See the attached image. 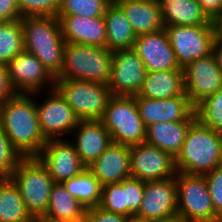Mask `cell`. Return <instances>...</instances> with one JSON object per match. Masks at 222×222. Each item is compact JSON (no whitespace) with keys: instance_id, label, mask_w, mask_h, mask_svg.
Returning <instances> with one entry per match:
<instances>
[{"instance_id":"cell-2","label":"cell","mask_w":222,"mask_h":222,"mask_svg":"<svg viewBox=\"0 0 222 222\" xmlns=\"http://www.w3.org/2000/svg\"><path fill=\"white\" fill-rule=\"evenodd\" d=\"M222 164L221 132L197 119L190 125L183 146L175 157L177 172L205 175Z\"/></svg>"},{"instance_id":"cell-33","label":"cell","mask_w":222,"mask_h":222,"mask_svg":"<svg viewBox=\"0 0 222 222\" xmlns=\"http://www.w3.org/2000/svg\"><path fill=\"white\" fill-rule=\"evenodd\" d=\"M126 179L120 183L102 186L99 207L105 211L127 217Z\"/></svg>"},{"instance_id":"cell-13","label":"cell","mask_w":222,"mask_h":222,"mask_svg":"<svg viewBox=\"0 0 222 222\" xmlns=\"http://www.w3.org/2000/svg\"><path fill=\"white\" fill-rule=\"evenodd\" d=\"M130 171L142 181L165 180L177 173L175 158L147 142L130 146Z\"/></svg>"},{"instance_id":"cell-15","label":"cell","mask_w":222,"mask_h":222,"mask_svg":"<svg viewBox=\"0 0 222 222\" xmlns=\"http://www.w3.org/2000/svg\"><path fill=\"white\" fill-rule=\"evenodd\" d=\"M37 157L45 165L55 183H63L87 169L80 160L75 146L67 138L47 140Z\"/></svg>"},{"instance_id":"cell-25","label":"cell","mask_w":222,"mask_h":222,"mask_svg":"<svg viewBox=\"0 0 222 222\" xmlns=\"http://www.w3.org/2000/svg\"><path fill=\"white\" fill-rule=\"evenodd\" d=\"M106 47L110 51L133 49L137 36L118 4L109 3L105 9Z\"/></svg>"},{"instance_id":"cell-7","label":"cell","mask_w":222,"mask_h":222,"mask_svg":"<svg viewBox=\"0 0 222 222\" xmlns=\"http://www.w3.org/2000/svg\"><path fill=\"white\" fill-rule=\"evenodd\" d=\"M111 141L128 146L145 142L146 128L140 118L134 96H112L100 119Z\"/></svg>"},{"instance_id":"cell-26","label":"cell","mask_w":222,"mask_h":222,"mask_svg":"<svg viewBox=\"0 0 222 222\" xmlns=\"http://www.w3.org/2000/svg\"><path fill=\"white\" fill-rule=\"evenodd\" d=\"M194 121L159 122L146 128V139L150 145L171 154L174 158L180 152L190 125Z\"/></svg>"},{"instance_id":"cell-3","label":"cell","mask_w":222,"mask_h":222,"mask_svg":"<svg viewBox=\"0 0 222 222\" xmlns=\"http://www.w3.org/2000/svg\"><path fill=\"white\" fill-rule=\"evenodd\" d=\"M24 50L35 55L56 77L62 68L65 40L57 17L25 16L21 18Z\"/></svg>"},{"instance_id":"cell-32","label":"cell","mask_w":222,"mask_h":222,"mask_svg":"<svg viewBox=\"0 0 222 222\" xmlns=\"http://www.w3.org/2000/svg\"><path fill=\"white\" fill-rule=\"evenodd\" d=\"M108 0H60L57 16L103 17Z\"/></svg>"},{"instance_id":"cell-16","label":"cell","mask_w":222,"mask_h":222,"mask_svg":"<svg viewBox=\"0 0 222 222\" xmlns=\"http://www.w3.org/2000/svg\"><path fill=\"white\" fill-rule=\"evenodd\" d=\"M185 92L195 108L222 88V70L213 54L184 68Z\"/></svg>"},{"instance_id":"cell-41","label":"cell","mask_w":222,"mask_h":222,"mask_svg":"<svg viewBox=\"0 0 222 222\" xmlns=\"http://www.w3.org/2000/svg\"><path fill=\"white\" fill-rule=\"evenodd\" d=\"M203 12L215 22L222 15V0H197Z\"/></svg>"},{"instance_id":"cell-5","label":"cell","mask_w":222,"mask_h":222,"mask_svg":"<svg viewBox=\"0 0 222 222\" xmlns=\"http://www.w3.org/2000/svg\"><path fill=\"white\" fill-rule=\"evenodd\" d=\"M11 179L18 186L26 210L32 217L45 214L55 183L37 156L22 157Z\"/></svg>"},{"instance_id":"cell-1","label":"cell","mask_w":222,"mask_h":222,"mask_svg":"<svg viewBox=\"0 0 222 222\" xmlns=\"http://www.w3.org/2000/svg\"><path fill=\"white\" fill-rule=\"evenodd\" d=\"M33 94H17L0 107V125L22 157L37 156L46 144Z\"/></svg>"},{"instance_id":"cell-18","label":"cell","mask_w":222,"mask_h":222,"mask_svg":"<svg viewBox=\"0 0 222 222\" xmlns=\"http://www.w3.org/2000/svg\"><path fill=\"white\" fill-rule=\"evenodd\" d=\"M133 50L143 61L147 72L184 70L178 65L175 52L164 28L154 33L137 36Z\"/></svg>"},{"instance_id":"cell-40","label":"cell","mask_w":222,"mask_h":222,"mask_svg":"<svg viewBox=\"0 0 222 222\" xmlns=\"http://www.w3.org/2000/svg\"><path fill=\"white\" fill-rule=\"evenodd\" d=\"M21 19L17 0H0V22Z\"/></svg>"},{"instance_id":"cell-22","label":"cell","mask_w":222,"mask_h":222,"mask_svg":"<svg viewBox=\"0 0 222 222\" xmlns=\"http://www.w3.org/2000/svg\"><path fill=\"white\" fill-rule=\"evenodd\" d=\"M163 26L216 25L203 12L197 0H157Z\"/></svg>"},{"instance_id":"cell-8","label":"cell","mask_w":222,"mask_h":222,"mask_svg":"<svg viewBox=\"0 0 222 222\" xmlns=\"http://www.w3.org/2000/svg\"><path fill=\"white\" fill-rule=\"evenodd\" d=\"M177 215L187 222H222L215 213L204 175L176 173Z\"/></svg>"},{"instance_id":"cell-29","label":"cell","mask_w":222,"mask_h":222,"mask_svg":"<svg viewBox=\"0 0 222 222\" xmlns=\"http://www.w3.org/2000/svg\"><path fill=\"white\" fill-rule=\"evenodd\" d=\"M63 184L66 190L86 209L99 206L102 186L88 169L82 174L64 181Z\"/></svg>"},{"instance_id":"cell-14","label":"cell","mask_w":222,"mask_h":222,"mask_svg":"<svg viewBox=\"0 0 222 222\" xmlns=\"http://www.w3.org/2000/svg\"><path fill=\"white\" fill-rule=\"evenodd\" d=\"M147 74L141 58L133 49L113 53L108 87L113 96H134L142 89Z\"/></svg>"},{"instance_id":"cell-43","label":"cell","mask_w":222,"mask_h":222,"mask_svg":"<svg viewBox=\"0 0 222 222\" xmlns=\"http://www.w3.org/2000/svg\"><path fill=\"white\" fill-rule=\"evenodd\" d=\"M33 222H67V221L48 216L47 214H40L33 217Z\"/></svg>"},{"instance_id":"cell-47","label":"cell","mask_w":222,"mask_h":222,"mask_svg":"<svg viewBox=\"0 0 222 222\" xmlns=\"http://www.w3.org/2000/svg\"><path fill=\"white\" fill-rule=\"evenodd\" d=\"M74 222H88L87 218L84 216L82 219L78 220V221H74Z\"/></svg>"},{"instance_id":"cell-21","label":"cell","mask_w":222,"mask_h":222,"mask_svg":"<svg viewBox=\"0 0 222 222\" xmlns=\"http://www.w3.org/2000/svg\"><path fill=\"white\" fill-rule=\"evenodd\" d=\"M65 42L106 47V25L103 17L56 16Z\"/></svg>"},{"instance_id":"cell-36","label":"cell","mask_w":222,"mask_h":222,"mask_svg":"<svg viewBox=\"0 0 222 222\" xmlns=\"http://www.w3.org/2000/svg\"><path fill=\"white\" fill-rule=\"evenodd\" d=\"M144 193V181L136 178L126 179L127 217L134 219L140 209Z\"/></svg>"},{"instance_id":"cell-20","label":"cell","mask_w":222,"mask_h":222,"mask_svg":"<svg viewBox=\"0 0 222 222\" xmlns=\"http://www.w3.org/2000/svg\"><path fill=\"white\" fill-rule=\"evenodd\" d=\"M80 160L89 167L112 143L110 133L100 120H80L70 134ZM76 139H75V138Z\"/></svg>"},{"instance_id":"cell-6","label":"cell","mask_w":222,"mask_h":222,"mask_svg":"<svg viewBox=\"0 0 222 222\" xmlns=\"http://www.w3.org/2000/svg\"><path fill=\"white\" fill-rule=\"evenodd\" d=\"M54 89L79 120H100L113 96L107 84L85 80L56 79Z\"/></svg>"},{"instance_id":"cell-31","label":"cell","mask_w":222,"mask_h":222,"mask_svg":"<svg viewBox=\"0 0 222 222\" xmlns=\"http://www.w3.org/2000/svg\"><path fill=\"white\" fill-rule=\"evenodd\" d=\"M195 115L204 126L222 132V88L198 104Z\"/></svg>"},{"instance_id":"cell-39","label":"cell","mask_w":222,"mask_h":222,"mask_svg":"<svg viewBox=\"0 0 222 222\" xmlns=\"http://www.w3.org/2000/svg\"><path fill=\"white\" fill-rule=\"evenodd\" d=\"M15 95H17V92L11 84L8 67L0 64V107Z\"/></svg>"},{"instance_id":"cell-11","label":"cell","mask_w":222,"mask_h":222,"mask_svg":"<svg viewBox=\"0 0 222 222\" xmlns=\"http://www.w3.org/2000/svg\"><path fill=\"white\" fill-rule=\"evenodd\" d=\"M177 215L176 176L165 180L144 181V193L134 219L158 222Z\"/></svg>"},{"instance_id":"cell-9","label":"cell","mask_w":222,"mask_h":222,"mask_svg":"<svg viewBox=\"0 0 222 222\" xmlns=\"http://www.w3.org/2000/svg\"><path fill=\"white\" fill-rule=\"evenodd\" d=\"M170 45L181 69L194 60L208 57L213 52L217 36L216 25L165 26Z\"/></svg>"},{"instance_id":"cell-12","label":"cell","mask_w":222,"mask_h":222,"mask_svg":"<svg viewBox=\"0 0 222 222\" xmlns=\"http://www.w3.org/2000/svg\"><path fill=\"white\" fill-rule=\"evenodd\" d=\"M7 67L17 94L41 93L42 89L53 90L55 87L56 78L29 51L18 53L7 63Z\"/></svg>"},{"instance_id":"cell-19","label":"cell","mask_w":222,"mask_h":222,"mask_svg":"<svg viewBox=\"0 0 222 222\" xmlns=\"http://www.w3.org/2000/svg\"><path fill=\"white\" fill-rule=\"evenodd\" d=\"M87 169L101 186L130 178V146L112 142Z\"/></svg>"},{"instance_id":"cell-42","label":"cell","mask_w":222,"mask_h":222,"mask_svg":"<svg viewBox=\"0 0 222 222\" xmlns=\"http://www.w3.org/2000/svg\"><path fill=\"white\" fill-rule=\"evenodd\" d=\"M217 65L222 70V36L217 35L213 45V52Z\"/></svg>"},{"instance_id":"cell-10","label":"cell","mask_w":222,"mask_h":222,"mask_svg":"<svg viewBox=\"0 0 222 222\" xmlns=\"http://www.w3.org/2000/svg\"><path fill=\"white\" fill-rule=\"evenodd\" d=\"M46 92L49 93L47 95L48 98L42 99L41 103L37 100L38 95L41 93L33 94L36 99V109L41 132L46 140L64 139L62 136L70 135L80 120L55 89Z\"/></svg>"},{"instance_id":"cell-35","label":"cell","mask_w":222,"mask_h":222,"mask_svg":"<svg viewBox=\"0 0 222 222\" xmlns=\"http://www.w3.org/2000/svg\"><path fill=\"white\" fill-rule=\"evenodd\" d=\"M22 17H56L60 8V0H17Z\"/></svg>"},{"instance_id":"cell-44","label":"cell","mask_w":222,"mask_h":222,"mask_svg":"<svg viewBox=\"0 0 222 222\" xmlns=\"http://www.w3.org/2000/svg\"><path fill=\"white\" fill-rule=\"evenodd\" d=\"M158 222H187L183 217L175 215L171 218L163 219Z\"/></svg>"},{"instance_id":"cell-4","label":"cell","mask_w":222,"mask_h":222,"mask_svg":"<svg viewBox=\"0 0 222 222\" xmlns=\"http://www.w3.org/2000/svg\"><path fill=\"white\" fill-rule=\"evenodd\" d=\"M114 51L107 47L66 42L63 64L56 79L109 84Z\"/></svg>"},{"instance_id":"cell-46","label":"cell","mask_w":222,"mask_h":222,"mask_svg":"<svg viewBox=\"0 0 222 222\" xmlns=\"http://www.w3.org/2000/svg\"><path fill=\"white\" fill-rule=\"evenodd\" d=\"M123 1H127V0H108V2L111 3V4H119Z\"/></svg>"},{"instance_id":"cell-30","label":"cell","mask_w":222,"mask_h":222,"mask_svg":"<svg viewBox=\"0 0 222 222\" xmlns=\"http://www.w3.org/2000/svg\"><path fill=\"white\" fill-rule=\"evenodd\" d=\"M24 50L21 19L0 22V64L7 65Z\"/></svg>"},{"instance_id":"cell-37","label":"cell","mask_w":222,"mask_h":222,"mask_svg":"<svg viewBox=\"0 0 222 222\" xmlns=\"http://www.w3.org/2000/svg\"><path fill=\"white\" fill-rule=\"evenodd\" d=\"M204 176L215 213L222 219V164Z\"/></svg>"},{"instance_id":"cell-27","label":"cell","mask_w":222,"mask_h":222,"mask_svg":"<svg viewBox=\"0 0 222 222\" xmlns=\"http://www.w3.org/2000/svg\"><path fill=\"white\" fill-rule=\"evenodd\" d=\"M86 208L74 198L63 183H54L45 214L67 222H74L85 216Z\"/></svg>"},{"instance_id":"cell-48","label":"cell","mask_w":222,"mask_h":222,"mask_svg":"<svg viewBox=\"0 0 222 222\" xmlns=\"http://www.w3.org/2000/svg\"><path fill=\"white\" fill-rule=\"evenodd\" d=\"M130 222H141V221H138L136 219H131Z\"/></svg>"},{"instance_id":"cell-45","label":"cell","mask_w":222,"mask_h":222,"mask_svg":"<svg viewBox=\"0 0 222 222\" xmlns=\"http://www.w3.org/2000/svg\"><path fill=\"white\" fill-rule=\"evenodd\" d=\"M217 35L222 36V15L215 21Z\"/></svg>"},{"instance_id":"cell-17","label":"cell","mask_w":222,"mask_h":222,"mask_svg":"<svg viewBox=\"0 0 222 222\" xmlns=\"http://www.w3.org/2000/svg\"><path fill=\"white\" fill-rule=\"evenodd\" d=\"M145 128L159 122L195 121V108L185 94L168 99H149L135 95Z\"/></svg>"},{"instance_id":"cell-34","label":"cell","mask_w":222,"mask_h":222,"mask_svg":"<svg viewBox=\"0 0 222 222\" xmlns=\"http://www.w3.org/2000/svg\"><path fill=\"white\" fill-rule=\"evenodd\" d=\"M22 156L12 146L4 128L0 125V179L11 178Z\"/></svg>"},{"instance_id":"cell-38","label":"cell","mask_w":222,"mask_h":222,"mask_svg":"<svg viewBox=\"0 0 222 222\" xmlns=\"http://www.w3.org/2000/svg\"><path fill=\"white\" fill-rule=\"evenodd\" d=\"M88 222H130V218L103 210L99 206L88 208L85 211Z\"/></svg>"},{"instance_id":"cell-24","label":"cell","mask_w":222,"mask_h":222,"mask_svg":"<svg viewBox=\"0 0 222 222\" xmlns=\"http://www.w3.org/2000/svg\"><path fill=\"white\" fill-rule=\"evenodd\" d=\"M184 70L147 72L138 97L168 99L185 94Z\"/></svg>"},{"instance_id":"cell-28","label":"cell","mask_w":222,"mask_h":222,"mask_svg":"<svg viewBox=\"0 0 222 222\" xmlns=\"http://www.w3.org/2000/svg\"><path fill=\"white\" fill-rule=\"evenodd\" d=\"M0 222H33L19 188L11 178L0 179Z\"/></svg>"},{"instance_id":"cell-23","label":"cell","mask_w":222,"mask_h":222,"mask_svg":"<svg viewBox=\"0 0 222 222\" xmlns=\"http://www.w3.org/2000/svg\"><path fill=\"white\" fill-rule=\"evenodd\" d=\"M131 23L136 36L164 28L157 0H127L118 4Z\"/></svg>"}]
</instances>
